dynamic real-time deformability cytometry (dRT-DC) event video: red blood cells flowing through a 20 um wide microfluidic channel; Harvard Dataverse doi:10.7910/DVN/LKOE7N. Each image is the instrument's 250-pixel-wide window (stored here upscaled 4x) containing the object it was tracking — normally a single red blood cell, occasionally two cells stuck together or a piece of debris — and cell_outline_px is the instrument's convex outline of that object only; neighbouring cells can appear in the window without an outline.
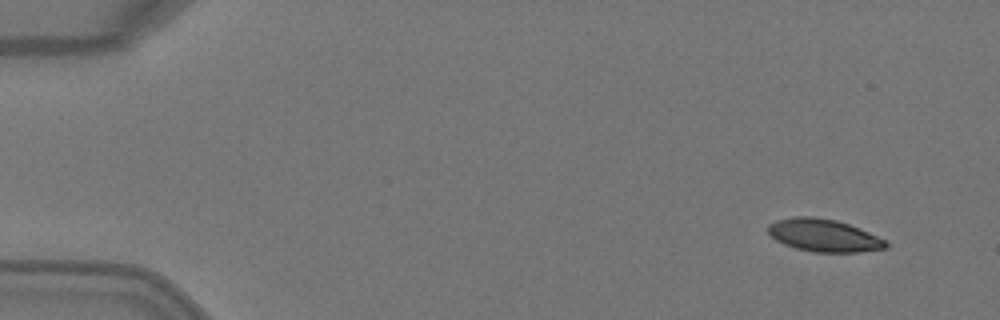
{"species": "Egyptian fruit bat (a non-hibernating species)", "species_latin": "Rousettus aegyptiacus", "temperature_condition": "warm", "stored_images_in_passage": 4, "camera_frame_rate_fps": 3000, "um_per_image_px": 0.085, "animal": {"sex": "female"}, "frame": {"image": 1, "passage_image": 1, "time_ms": 0.0, "image_size_px": [1000, 320], "cell_outline_px": [[888, 248], [860, 252], [816, 252], [796, 248], [784, 244], [776, 240], [768, 232], [768, 224], [776, 220], [792, 216], [812, 216], [836, 220], [860, 228], [884, 240], [888, 244]], "centroid_in_image_um": [70.01, 20.0], "position_along_channel_um": 15.0, "area_um2": 22.31}}
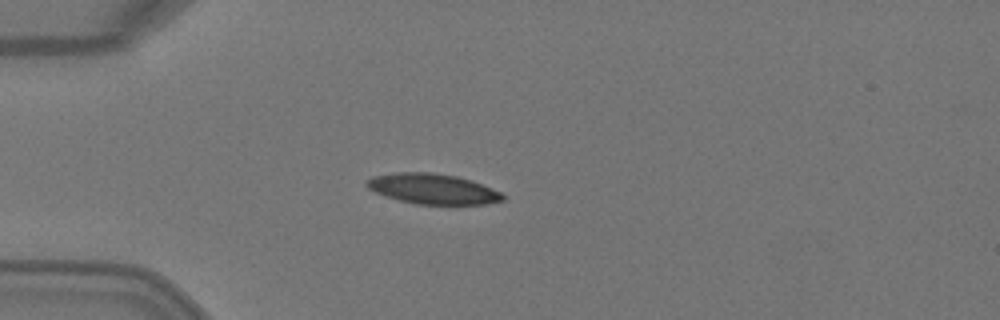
{"frame": {"image": 2, "passage_image": 3, "time_ms": 0.667, "image_size_px": [1000, 320], "cell_outline_px": [[504, 200], [484, 204], [416, 204], [400, 200], [376, 192], [368, 188], [364, 184], [372, 176], [396, 172], [432, 172], [456, 176], [472, 180], [500, 192], [504, 196]], "centroid_in_image_um": [36.77, 16.04], "position_along_channel_um": 48.2, "area_um2": 23.81}}